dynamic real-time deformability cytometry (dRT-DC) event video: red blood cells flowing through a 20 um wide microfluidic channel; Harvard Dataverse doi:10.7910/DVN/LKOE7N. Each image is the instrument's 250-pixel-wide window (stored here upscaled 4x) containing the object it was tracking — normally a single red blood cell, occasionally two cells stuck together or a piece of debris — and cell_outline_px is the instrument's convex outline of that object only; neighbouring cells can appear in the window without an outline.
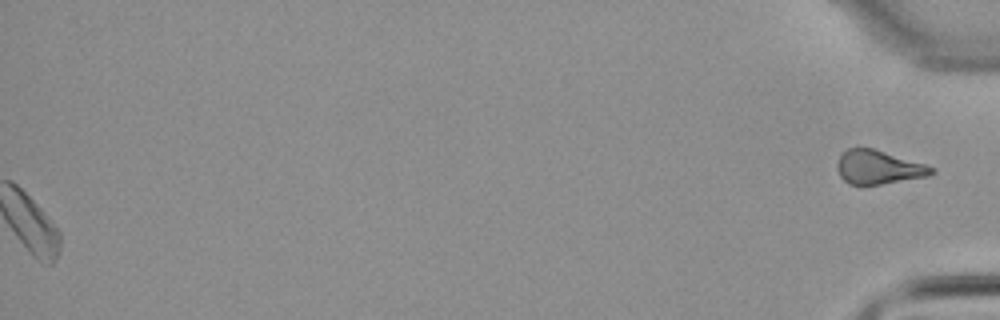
{"species": "common noctule bat (a hibernating species)", "species_latin": "Nyctalus noctula", "temperature_condition": "warm", "stored_images_in_passage": 44, "segment_of_instrument_passage": [2, 2], "camera_frame_rate_fps": 3000, "um_per_image_px": 0.085, "animal": {"sex": "male", "body_mass_g": 21.5, "forearm_length_mm": 52.0}, "frame": {"image": 1, "passage_image": 44, "time_ms": 14.333, "image_size_px": [1000, 320], "cell_outline_px": [[936, 172], [928, 176], [880, 184], [848, 184], [840, 176], [836, 168], [836, 164], [840, 156], [848, 148], [872, 148], [924, 164], [936, 168]], "centroid_in_image_um": [74.66, 14.22], "position_along_channel_um": 360.5, "area_um2": 18.32}}